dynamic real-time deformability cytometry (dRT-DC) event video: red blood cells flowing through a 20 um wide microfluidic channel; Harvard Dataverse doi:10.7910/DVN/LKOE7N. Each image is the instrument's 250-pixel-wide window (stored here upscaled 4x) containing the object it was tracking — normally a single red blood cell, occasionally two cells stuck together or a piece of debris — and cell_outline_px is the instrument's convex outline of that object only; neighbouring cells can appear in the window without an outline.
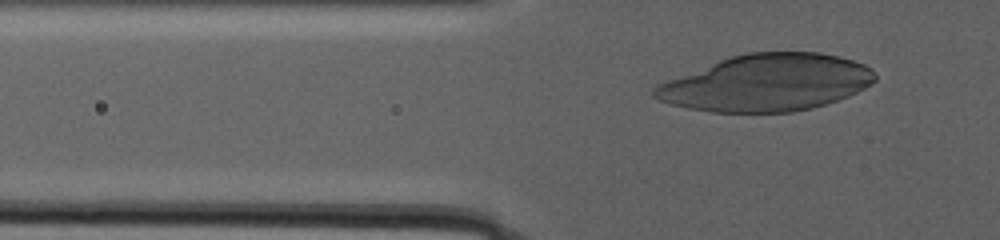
{"species": "human", "species_latin": "Homo sapiens", "temperature_condition": "warm", "stored_images_in_passage": 62, "camera_frame_rate_fps": 3000, "um_per_image_px": 0.085, "donor": {"sex": "male"}, "frame": {"image": 1, "passage_image": 11, "time_ms": 3.333, "image_size_px": [1000, 240], "cell_outline_px": [[876, 80], [864, 88], [848, 96], [812, 108], [792, 112], [712, 112], [688, 108], [668, 104], [652, 96], [652, 88], [656, 84], [720, 60], [732, 56], [748, 52], [820, 52], [840, 56], [864, 64], [872, 68], [876, 76]], "centroid_in_image_um": [65.15, 7.04], "position_along_channel_um": 60.6, "area_um2": 72.83}}